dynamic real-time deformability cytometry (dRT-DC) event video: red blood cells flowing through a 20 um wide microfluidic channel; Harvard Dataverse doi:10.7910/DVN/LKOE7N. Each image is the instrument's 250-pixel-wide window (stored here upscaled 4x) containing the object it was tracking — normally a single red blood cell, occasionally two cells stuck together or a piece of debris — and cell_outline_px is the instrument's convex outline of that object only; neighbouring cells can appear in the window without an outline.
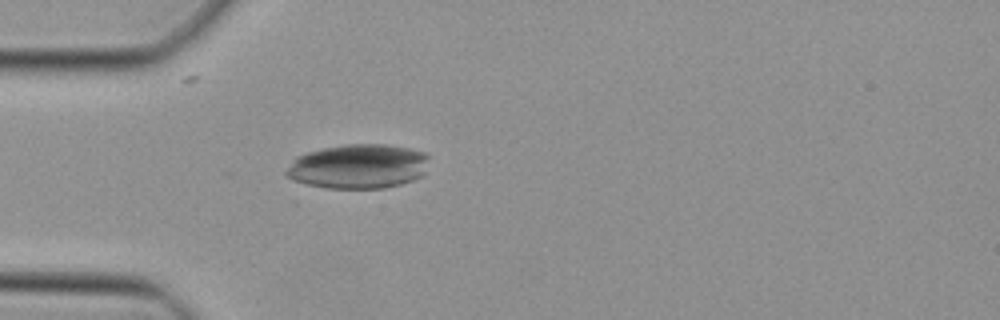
{"species": "Egyptian fruit bat (a non-hibernating species)", "species_latin": "Rousettus aegyptiacus", "temperature_condition": "cold", "stored_images_in_passage": 46, "camera_frame_rate_fps": 3000, "um_per_image_px": 0.085, "animal": {"sex": "female"}, "frame": {"image": 1, "passage_image": 12, "time_ms": 3.667, "image_size_px": [1000, 320], "cell_outline_px": [[428, 156], [424, 172], [420, 176], [412, 180], [400, 184], [384, 188], [328, 188], [308, 184], [292, 180], [284, 172], [292, 160], [296, 156], [308, 152], [324, 148], [348, 144], [384, 144], [408, 148], [424, 152]], "centroid_in_image_um": [30.43, 14.14], "position_along_channel_um": 54.6, "area_um2": 36.76}}
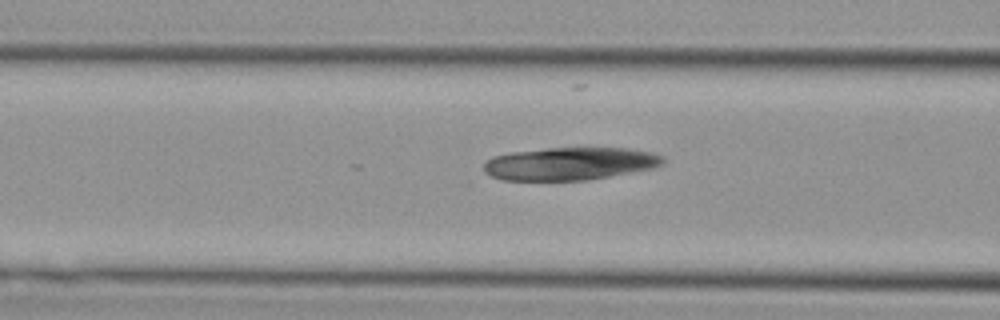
{"frame": {"image": 2, "passage_image": 17, "time_ms": 5.333, "image_size_px": [1000, 320], "cell_outline_px": [[664, 164], [652, 168], [608, 176], [584, 180], [500, 180], [484, 172], [484, 164], [492, 156], [512, 152], [548, 148], [628, 148], [652, 152], [664, 156]], "centroid_in_image_um": [48.43, 13.9], "position_along_channel_um": 118.2, "area_um2": 34.1}}
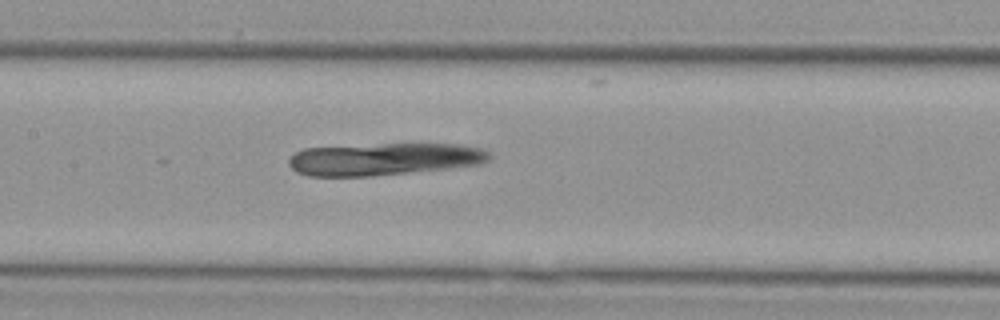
{"frame": {"image": 3, "passage_image": 21, "time_ms": 6.667, "image_size_px": [1000, 320], "cell_outline_px": [[492, 156], [488, 160], [480, 164], [372, 176], [308, 176], [296, 172], [288, 164], [288, 160], [296, 152], [304, 148], [384, 144], [460, 144], [484, 148]], "centroid_in_image_um": [32.64, 13.52], "position_along_channel_um": 174.8, "area_um2": 37.51}}